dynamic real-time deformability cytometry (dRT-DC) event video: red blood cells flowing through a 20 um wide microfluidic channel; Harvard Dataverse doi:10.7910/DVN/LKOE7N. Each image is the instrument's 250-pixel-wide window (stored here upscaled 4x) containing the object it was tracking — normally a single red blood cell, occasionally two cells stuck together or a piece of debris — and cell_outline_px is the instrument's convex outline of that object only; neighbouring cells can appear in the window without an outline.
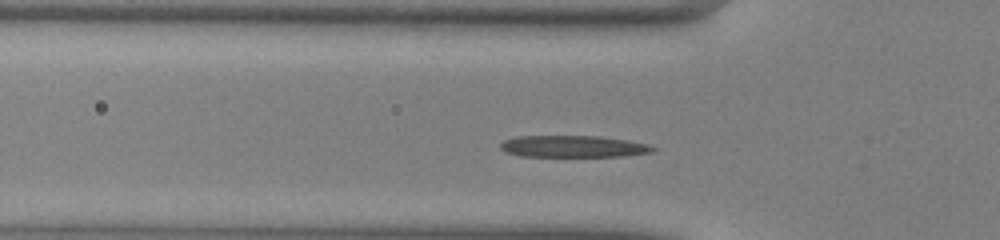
{"species": "common noctule bat (a hibernating species)", "species_latin": "Nyctalus noctula", "temperature_condition": "warm", "stored_images_in_passage": 37, "camera_frame_rate_fps": 3000, "um_per_image_px": 0.085, "animal": {"sex": "male", "body_mass_g": 13.0, "forearm_length_mm": 53.1}, "frame": {"image": 1, "passage_image": 2, "time_ms": 0.333, "image_size_px": [1000, 240], "cell_outline_px": [[656, 152], [624, 156], [520, 156], [504, 152], [500, 148], [500, 144], [504, 140], [516, 136], [600, 136], [628, 140], [648, 144], [656, 148]], "centroid_in_image_um": [48.74, 12.44], "position_along_channel_um": 77.1, "area_um2": 19.48}}
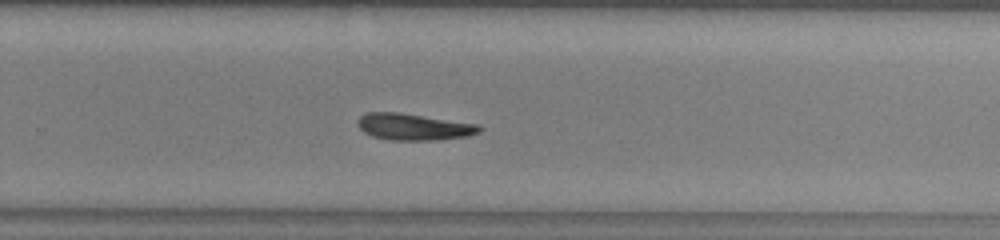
{"frame": {"image": 2, "passage_image": 18, "time_ms": 5.667, "image_size_px": [1000, 240], "cell_outline_px": [[480, 132], [468, 136], [436, 140], [392, 140], [372, 136], [364, 132], [360, 128], [356, 120], [360, 116], [368, 112], [400, 112], [480, 124]], "centroid_in_image_um": [35.17, 10.77], "position_along_channel_um": 294.6, "area_um2": 18.96}}
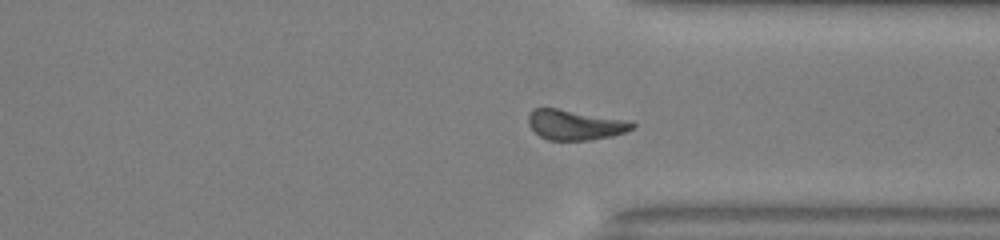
{"frame": {"image": 3, "passage_image": 23, "time_ms": 7.333, "image_size_px": [1000, 240], "cell_outline_px": [[636, 124], [632, 128], [624, 132], [612, 136], [592, 140], [548, 140], [540, 136], [528, 124], [528, 116], [532, 108], [556, 108], [632, 120]], "centroid_in_image_um": [48.9, 10.6], "position_along_channel_um": 362.5, "area_um2": 18.38}, "authors_computed_cell_mechanics": {"area_um2": 19.1318, "velocity_mm_per_s": 4.0805, "shape_relaxation_time_tau1_ms": 3.5873, "shape_relaxation_time_tau2_ms": 9.5794, "deformation_change_tau1": 0.1494, "deformation_change_tau2": 0.1677}}